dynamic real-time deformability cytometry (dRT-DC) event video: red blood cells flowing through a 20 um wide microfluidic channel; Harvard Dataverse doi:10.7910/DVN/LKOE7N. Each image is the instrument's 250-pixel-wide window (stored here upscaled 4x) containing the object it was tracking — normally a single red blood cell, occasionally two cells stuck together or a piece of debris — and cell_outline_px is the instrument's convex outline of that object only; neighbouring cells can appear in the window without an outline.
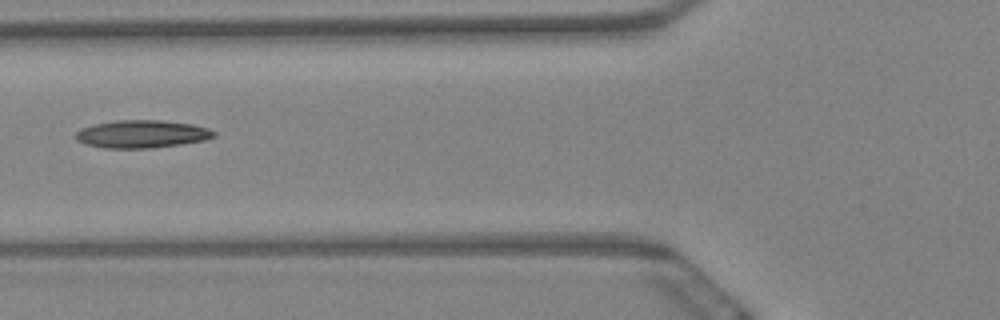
{"species": "Egyptian fruit bat (a non-hibernating species)", "species_latin": "Rousettus aegyptiacus", "temperature_condition": "warm", "stored_images_in_passage": 6, "camera_frame_rate_fps": 3000, "um_per_image_px": 0.085, "animal": {"sex": "female"}, "frame": {"image": 1, "passage_image": 3, "time_ms": 0.667, "image_size_px": [1000, 320], "cell_outline_px": [[216, 136], [204, 140], [180, 144], [152, 148], [104, 148], [84, 144], [76, 140], [76, 132], [80, 128], [96, 124], [116, 120], [160, 120], [192, 124], [208, 128], [216, 132]], "centroid_in_image_um": [12.05, 11.39], "position_along_channel_um": 113.8, "area_um2": 22.37}}
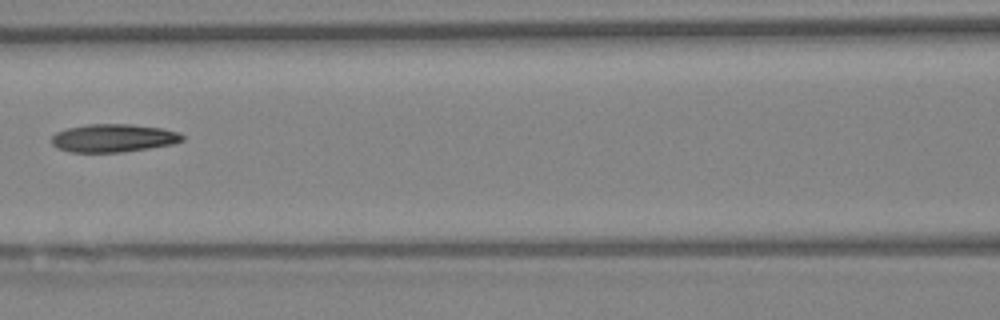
{"frame": {"image": 2, "passage_image": 4, "time_ms": 1.0, "image_size_px": [1000, 320], "cell_outline_px": [[184, 140], [172, 144], [148, 148], [120, 152], [72, 152], [56, 148], [52, 144], [52, 136], [56, 132], [68, 128], [84, 124], [132, 124], [160, 128], [180, 132], [184, 136]], "centroid_in_image_um": [9.63, 11.73], "position_along_channel_um": 157.0, "area_um2": 21.39}}
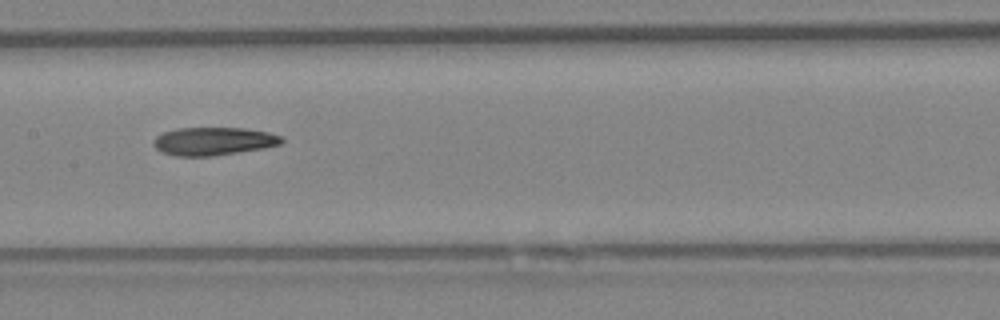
{"frame": {"image": 3, "passage_image": 5, "time_ms": 1.333, "image_size_px": [1000, 320], "cell_outline_px": [[284, 140], [280, 144], [264, 148], [212, 156], [176, 156], [160, 152], [152, 144], [152, 140], [156, 136], [164, 132], [176, 128], [244, 128], [268, 132], [280, 136]], "centroid_in_image_um": [18.1, 12.0], "position_along_channel_um": 189.3, "area_um2": 20.98}}